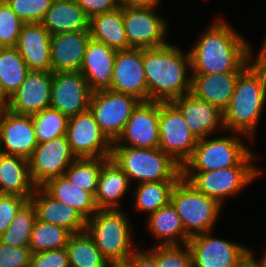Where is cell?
<instances>
[{"label":"cell","mask_w":266,"mask_h":267,"mask_svg":"<svg viewBox=\"0 0 266 267\" xmlns=\"http://www.w3.org/2000/svg\"><path fill=\"white\" fill-rule=\"evenodd\" d=\"M249 45L238 32L218 18L188 51L192 74L242 72L253 58Z\"/></svg>","instance_id":"obj_1"},{"label":"cell","mask_w":266,"mask_h":267,"mask_svg":"<svg viewBox=\"0 0 266 267\" xmlns=\"http://www.w3.org/2000/svg\"><path fill=\"white\" fill-rule=\"evenodd\" d=\"M143 67L148 86V101L172 102L191 92V75L187 76L190 56L168 43L143 49Z\"/></svg>","instance_id":"obj_2"},{"label":"cell","mask_w":266,"mask_h":267,"mask_svg":"<svg viewBox=\"0 0 266 267\" xmlns=\"http://www.w3.org/2000/svg\"><path fill=\"white\" fill-rule=\"evenodd\" d=\"M266 99V82L249 64L238 76L229 106L223 111L225 131L253 140Z\"/></svg>","instance_id":"obj_3"},{"label":"cell","mask_w":266,"mask_h":267,"mask_svg":"<svg viewBox=\"0 0 266 267\" xmlns=\"http://www.w3.org/2000/svg\"><path fill=\"white\" fill-rule=\"evenodd\" d=\"M110 158L128 176L130 183L133 179L140 184L178 181L182 177V166L160 148L112 146Z\"/></svg>","instance_id":"obj_4"},{"label":"cell","mask_w":266,"mask_h":267,"mask_svg":"<svg viewBox=\"0 0 266 267\" xmlns=\"http://www.w3.org/2000/svg\"><path fill=\"white\" fill-rule=\"evenodd\" d=\"M128 217L122 209H98L86 223V231L109 263H126L136 250Z\"/></svg>","instance_id":"obj_5"},{"label":"cell","mask_w":266,"mask_h":267,"mask_svg":"<svg viewBox=\"0 0 266 267\" xmlns=\"http://www.w3.org/2000/svg\"><path fill=\"white\" fill-rule=\"evenodd\" d=\"M235 135L233 133L214 139H198L192 156L182 166V172H207L235 165L254 164L252 161L256 158L255 154L240 138L245 135L238 132Z\"/></svg>","instance_id":"obj_6"},{"label":"cell","mask_w":266,"mask_h":267,"mask_svg":"<svg viewBox=\"0 0 266 267\" xmlns=\"http://www.w3.org/2000/svg\"><path fill=\"white\" fill-rule=\"evenodd\" d=\"M170 202L180 216L189 237L213 232L212 228L222 208L216 199L196 190L181 177L173 187Z\"/></svg>","instance_id":"obj_7"},{"label":"cell","mask_w":266,"mask_h":267,"mask_svg":"<svg viewBox=\"0 0 266 267\" xmlns=\"http://www.w3.org/2000/svg\"><path fill=\"white\" fill-rule=\"evenodd\" d=\"M260 173L263 172L254 165H235L207 172H182V177L196 190L222 205L224 198L238 194Z\"/></svg>","instance_id":"obj_8"},{"label":"cell","mask_w":266,"mask_h":267,"mask_svg":"<svg viewBox=\"0 0 266 267\" xmlns=\"http://www.w3.org/2000/svg\"><path fill=\"white\" fill-rule=\"evenodd\" d=\"M140 102L132 95L102 90L92 92L89 110L102 132L113 143Z\"/></svg>","instance_id":"obj_9"},{"label":"cell","mask_w":266,"mask_h":267,"mask_svg":"<svg viewBox=\"0 0 266 267\" xmlns=\"http://www.w3.org/2000/svg\"><path fill=\"white\" fill-rule=\"evenodd\" d=\"M159 135V148L180 166L192 156L198 142L172 102H160Z\"/></svg>","instance_id":"obj_10"},{"label":"cell","mask_w":266,"mask_h":267,"mask_svg":"<svg viewBox=\"0 0 266 267\" xmlns=\"http://www.w3.org/2000/svg\"><path fill=\"white\" fill-rule=\"evenodd\" d=\"M158 7L123 8L124 31L131 48H158L167 45L168 23L156 13Z\"/></svg>","instance_id":"obj_11"},{"label":"cell","mask_w":266,"mask_h":267,"mask_svg":"<svg viewBox=\"0 0 266 267\" xmlns=\"http://www.w3.org/2000/svg\"><path fill=\"white\" fill-rule=\"evenodd\" d=\"M76 158H110L113 143L88 109L69 117L65 134Z\"/></svg>","instance_id":"obj_12"},{"label":"cell","mask_w":266,"mask_h":267,"mask_svg":"<svg viewBox=\"0 0 266 267\" xmlns=\"http://www.w3.org/2000/svg\"><path fill=\"white\" fill-rule=\"evenodd\" d=\"M210 233L190 237L187 245L193 267H237L251 251L244 245L213 237Z\"/></svg>","instance_id":"obj_13"},{"label":"cell","mask_w":266,"mask_h":267,"mask_svg":"<svg viewBox=\"0 0 266 267\" xmlns=\"http://www.w3.org/2000/svg\"><path fill=\"white\" fill-rule=\"evenodd\" d=\"M76 159L66 136L38 143L29 158L30 176L36 187L65 173Z\"/></svg>","instance_id":"obj_14"},{"label":"cell","mask_w":266,"mask_h":267,"mask_svg":"<svg viewBox=\"0 0 266 267\" xmlns=\"http://www.w3.org/2000/svg\"><path fill=\"white\" fill-rule=\"evenodd\" d=\"M159 115L160 102H140L112 146L159 148Z\"/></svg>","instance_id":"obj_15"},{"label":"cell","mask_w":266,"mask_h":267,"mask_svg":"<svg viewBox=\"0 0 266 267\" xmlns=\"http://www.w3.org/2000/svg\"><path fill=\"white\" fill-rule=\"evenodd\" d=\"M92 91L80 71L53 73L50 107L66 117L89 109Z\"/></svg>","instance_id":"obj_16"},{"label":"cell","mask_w":266,"mask_h":267,"mask_svg":"<svg viewBox=\"0 0 266 267\" xmlns=\"http://www.w3.org/2000/svg\"><path fill=\"white\" fill-rule=\"evenodd\" d=\"M148 101V86L143 67V49L130 48L116 53L110 89Z\"/></svg>","instance_id":"obj_17"},{"label":"cell","mask_w":266,"mask_h":267,"mask_svg":"<svg viewBox=\"0 0 266 267\" xmlns=\"http://www.w3.org/2000/svg\"><path fill=\"white\" fill-rule=\"evenodd\" d=\"M53 73L30 70L25 80L9 98L8 110L33 116L50 107Z\"/></svg>","instance_id":"obj_18"},{"label":"cell","mask_w":266,"mask_h":267,"mask_svg":"<svg viewBox=\"0 0 266 267\" xmlns=\"http://www.w3.org/2000/svg\"><path fill=\"white\" fill-rule=\"evenodd\" d=\"M0 144L2 154L29 159L38 145L33 117L16 114L8 109L1 111Z\"/></svg>","instance_id":"obj_19"},{"label":"cell","mask_w":266,"mask_h":267,"mask_svg":"<svg viewBox=\"0 0 266 267\" xmlns=\"http://www.w3.org/2000/svg\"><path fill=\"white\" fill-rule=\"evenodd\" d=\"M172 103L182 113L190 131L197 139L210 137L216 130H224L223 112L214 105L201 100L191 92Z\"/></svg>","instance_id":"obj_20"},{"label":"cell","mask_w":266,"mask_h":267,"mask_svg":"<svg viewBox=\"0 0 266 267\" xmlns=\"http://www.w3.org/2000/svg\"><path fill=\"white\" fill-rule=\"evenodd\" d=\"M91 39L89 30L58 33L51 36V72L79 71Z\"/></svg>","instance_id":"obj_21"},{"label":"cell","mask_w":266,"mask_h":267,"mask_svg":"<svg viewBox=\"0 0 266 267\" xmlns=\"http://www.w3.org/2000/svg\"><path fill=\"white\" fill-rule=\"evenodd\" d=\"M116 53L115 49L92 38L88 42L79 71L92 92L110 89Z\"/></svg>","instance_id":"obj_22"},{"label":"cell","mask_w":266,"mask_h":267,"mask_svg":"<svg viewBox=\"0 0 266 267\" xmlns=\"http://www.w3.org/2000/svg\"><path fill=\"white\" fill-rule=\"evenodd\" d=\"M30 201L38 220L65 228L72 234L86 230L87 220L79 211L56 200L43 187L35 188Z\"/></svg>","instance_id":"obj_23"},{"label":"cell","mask_w":266,"mask_h":267,"mask_svg":"<svg viewBox=\"0 0 266 267\" xmlns=\"http://www.w3.org/2000/svg\"><path fill=\"white\" fill-rule=\"evenodd\" d=\"M51 34L41 23H25L16 45L29 70L51 72Z\"/></svg>","instance_id":"obj_24"},{"label":"cell","mask_w":266,"mask_h":267,"mask_svg":"<svg viewBox=\"0 0 266 267\" xmlns=\"http://www.w3.org/2000/svg\"><path fill=\"white\" fill-rule=\"evenodd\" d=\"M240 73L191 74V93L223 112L230 104Z\"/></svg>","instance_id":"obj_25"},{"label":"cell","mask_w":266,"mask_h":267,"mask_svg":"<svg viewBox=\"0 0 266 267\" xmlns=\"http://www.w3.org/2000/svg\"><path fill=\"white\" fill-rule=\"evenodd\" d=\"M35 188L30 176L29 159L0 154V194L18 195L30 200Z\"/></svg>","instance_id":"obj_26"},{"label":"cell","mask_w":266,"mask_h":267,"mask_svg":"<svg viewBox=\"0 0 266 267\" xmlns=\"http://www.w3.org/2000/svg\"><path fill=\"white\" fill-rule=\"evenodd\" d=\"M90 18L75 0H53L41 24L52 35L89 30Z\"/></svg>","instance_id":"obj_27"},{"label":"cell","mask_w":266,"mask_h":267,"mask_svg":"<svg viewBox=\"0 0 266 267\" xmlns=\"http://www.w3.org/2000/svg\"><path fill=\"white\" fill-rule=\"evenodd\" d=\"M130 182L123 170L109 158L98 179L95 202L98 209H120L119 201L127 193Z\"/></svg>","instance_id":"obj_28"},{"label":"cell","mask_w":266,"mask_h":267,"mask_svg":"<svg viewBox=\"0 0 266 267\" xmlns=\"http://www.w3.org/2000/svg\"><path fill=\"white\" fill-rule=\"evenodd\" d=\"M147 219L149 232L155 236L156 240H160L158 245L188 243L190 237L186 234L181 218L171 202L150 214Z\"/></svg>","instance_id":"obj_29"},{"label":"cell","mask_w":266,"mask_h":267,"mask_svg":"<svg viewBox=\"0 0 266 267\" xmlns=\"http://www.w3.org/2000/svg\"><path fill=\"white\" fill-rule=\"evenodd\" d=\"M89 31L93 40L102 42L116 51L131 48L124 31L123 7L92 16Z\"/></svg>","instance_id":"obj_30"},{"label":"cell","mask_w":266,"mask_h":267,"mask_svg":"<svg viewBox=\"0 0 266 267\" xmlns=\"http://www.w3.org/2000/svg\"><path fill=\"white\" fill-rule=\"evenodd\" d=\"M42 187L56 200L78 210L86 220L98 210L95 196L72 185L64 175L50 179Z\"/></svg>","instance_id":"obj_31"},{"label":"cell","mask_w":266,"mask_h":267,"mask_svg":"<svg viewBox=\"0 0 266 267\" xmlns=\"http://www.w3.org/2000/svg\"><path fill=\"white\" fill-rule=\"evenodd\" d=\"M70 267H107L109 261L102 255L87 231L73 233L66 246Z\"/></svg>","instance_id":"obj_32"},{"label":"cell","mask_w":266,"mask_h":267,"mask_svg":"<svg viewBox=\"0 0 266 267\" xmlns=\"http://www.w3.org/2000/svg\"><path fill=\"white\" fill-rule=\"evenodd\" d=\"M30 70L15 47L0 48V84L10 98Z\"/></svg>","instance_id":"obj_33"},{"label":"cell","mask_w":266,"mask_h":267,"mask_svg":"<svg viewBox=\"0 0 266 267\" xmlns=\"http://www.w3.org/2000/svg\"><path fill=\"white\" fill-rule=\"evenodd\" d=\"M177 181L144 182L135 188V209L148 216L167 205Z\"/></svg>","instance_id":"obj_34"},{"label":"cell","mask_w":266,"mask_h":267,"mask_svg":"<svg viewBox=\"0 0 266 267\" xmlns=\"http://www.w3.org/2000/svg\"><path fill=\"white\" fill-rule=\"evenodd\" d=\"M109 158H76L63 174L72 185L91 192L97 191L102 165Z\"/></svg>","instance_id":"obj_35"},{"label":"cell","mask_w":266,"mask_h":267,"mask_svg":"<svg viewBox=\"0 0 266 267\" xmlns=\"http://www.w3.org/2000/svg\"><path fill=\"white\" fill-rule=\"evenodd\" d=\"M36 219L35 206L29 200L15 215L9 227L0 236V243L11 246L29 247L30 236Z\"/></svg>","instance_id":"obj_36"},{"label":"cell","mask_w":266,"mask_h":267,"mask_svg":"<svg viewBox=\"0 0 266 267\" xmlns=\"http://www.w3.org/2000/svg\"><path fill=\"white\" fill-rule=\"evenodd\" d=\"M71 232L60 226L36 219L30 236L32 253L61 249L67 246Z\"/></svg>","instance_id":"obj_37"},{"label":"cell","mask_w":266,"mask_h":267,"mask_svg":"<svg viewBox=\"0 0 266 267\" xmlns=\"http://www.w3.org/2000/svg\"><path fill=\"white\" fill-rule=\"evenodd\" d=\"M32 117L38 143L65 136L69 118L57 109L48 107Z\"/></svg>","instance_id":"obj_38"},{"label":"cell","mask_w":266,"mask_h":267,"mask_svg":"<svg viewBox=\"0 0 266 267\" xmlns=\"http://www.w3.org/2000/svg\"><path fill=\"white\" fill-rule=\"evenodd\" d=\"M24 24L8 4L0 5V48L16 47Z\"/></svg>","instance_id":"obj_39"},{"label":"cell","mask_w":266,"mask_h":267,"mask_svg":"<svg viewBox=\"0 0 266 267\" xmlns=\"http://www.w3.org/2000/svg\"><path fill=\"white\" fill-rule=\"evenodd\" d=\"M155 259L158 267H193L187 244L155 245Z\"/></svg>","instance_id":"obj_40"},{"label":"cell","mask_w":266,"mask_h":267,"mask_svg":"<svg viewBox=\"0 0 266 267\" xmlns=\"http://www.w3.org/2000/svg\"><path fill=\"white\" fill-rule=\"evenodd\" d=\"M53 0H8V6L24 23H41Z\"/></svg>","instance_id":"obj_41"},{"label":"cell","mask_w":266,"mask_h":267,"mask_svg":"<svg viewBox=\"0 0 266 267\" xmlns=\"http://www.w3.org/2000/svg\"><path fill=\"white\" fill-rule=\"evenodd\" d=\"M31 257L29 247L0 243V267H31Z\"/></svg>","instance_id":"obj_42"},{"label":"cell","mask_w":266,"mask_h":267,"mask_svg":"<svg viewBox=\"0 0 266 267\" xmlns=\"http://www.w3.org/2000/svg\"><path fill=\"white\" fill-rule=\"evenodd\" d=\"M28 201L29 199L18 195L0 194V236Z\"/></svg>","instance_id":"obj_43"},{"label":"cell","mask_w":266,"mask_h":267,"mask_svg":"<svg viewBox=\"0 0 266 267\" xmlns=\"http://www.w3.org/2000/svg\"><path fill=\"white\" fill-rule=\"evenodd\" d=\"M31 267H70L66 247L32 253Z\"/></svg>","instance_id":"obj_44"},{"label":"cell","mask_w":266,"mask_h":267,"mask_svg":"<svg viewBox=\"0 0 266 267\" xmlns=\"http://www.w3.org/2000/svg\"><path fill=\"white\" fill-rule=\"evenodd\" d=\"M91 18L94 15L110 12L120 7L118 0H75Z\"/></svg>","instance_id":"obj_45"},{"label":"cell","mask_w":266,"mask_h":267,"mask_svg":"<svg viewBox=\"0 0 266 267\" xmlns=\"http://www.w3.org/2000/svg\"><path fill=\"white\" fill-rule=\"evenodd\" d=\"M129 267H158L155 259V245L148 251L135 250L126 261Z\"/></svg>","instance_id":"obj_46"},{"label":"cell","mask_w":266,"mask_h":267,"mask_svg":"<svg viewBox=\"0 0 266 267\" xmlns=\"http://www.w3.org/2000/svg\"><path fill=\"white\" fill-rule=\"evenodd\" d=\"M249 63L266 82V39L263 42L259 55H257L253 62L251 61Z\"/></svg>","instance_id":"obj_47"},{"label":"cell","mask_w":266,"mask_h":267,"mask_svg":"<svg viewBox=\"0 0 266 267\" xmlns=\"http://www.w3.org/2000/svg\"><path fill=\"white\" fill-rule=\"evenodd\" d=\"M120 7H158L160 0H118Z\"/></svg>","instance_id":"obj_48"},{"label":"cell","mask_w":266,"mask_h":267,"mask_svg":"<svg viewBox=\"0 0 266 267\" xmlns=\"http://www.w3.org/2000/svg\"><path fill=\"white\" fill-rule=\"evenodd\" d=\"M253 251H250L244 259L237 265V267H259V261L253 257Z\"/></svg>","instance_id":"obj_49"},{"label":"cell","mask_w":266,"mask_h":267,"mask_svg":"<svg viewBox=\"0 0 266 267\" xmlns=\"http://www.w3.org/2000/svg\"><path fill=\"white\" fill-rule=\"evenodd\" d=\"M9 105V97L3 91L0 84V112L7 109Z\"/></svg>","instance_id":"obj_50"},{"label":"cell","mask_w":266,"mask_h":267,"mask_svg":"<svg viewBox=\"0 0 266 267\" xmlns=\"http://www.w3.org/2000/svg\"><path fill=\"white\" fill-rule=\"evenodd\" d=\"M107 267H129L126 263H109Z\"/></svg>","instance_id":"obj_51"},{"label":"cell","mask_w":266,"mask_h":267,"mask_svg":"<svg viewBox=\"0 0 266 267\" xmlns=\"http://www.w3.org/2000/svg\"><path fill=\"white\" fill-rule=\"evenodd\" d=\"M259 267H266V252L264 256L259 260Z\"/></svg>","instance_id":"obj_52"},{"label":"cell","mask_w":266,"mask_h":267,"mask_svg":"<svg viewBox=\"0 0 266 267\" xmlns=\"http://www.w3.org/2000/svg\"><path fill=\"white\" fill-rule=\"evenodd\" d=\"M7 1H8V0H0V5L7 4Z\"/></svg>","instance_id":"obj_53"}]
</instances>
